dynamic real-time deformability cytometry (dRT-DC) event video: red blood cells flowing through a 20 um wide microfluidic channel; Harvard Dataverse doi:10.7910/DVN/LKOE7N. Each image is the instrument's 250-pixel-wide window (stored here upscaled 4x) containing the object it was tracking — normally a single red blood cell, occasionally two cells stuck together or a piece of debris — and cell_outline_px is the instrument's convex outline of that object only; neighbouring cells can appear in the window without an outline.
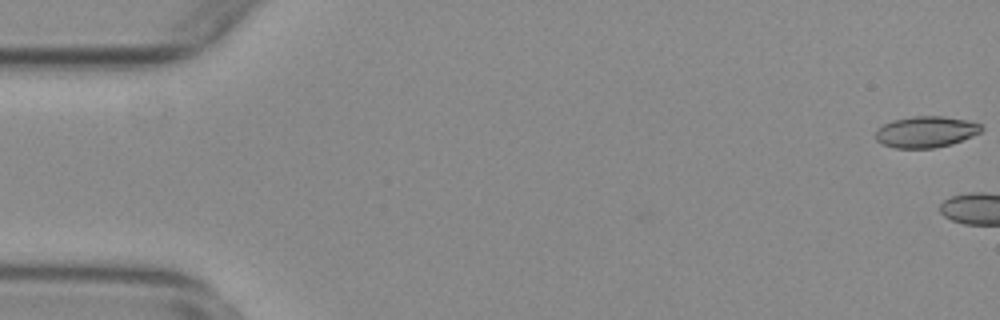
{"species": "common noctule bat (a hibernating species)", "species_latin": "Nyctalus noctula", "temperature_condition": "warm", "stored_images_in_passage": 4, "camera_frame_rate_fps": 3000, "um_per_image_px": 0.085, "animal": {"sex": "female", "body_mass_g": 29.2, "forearm_length_mm": 56.3}, "frame": {"image": 1, "passage_image": 1, "time_ms": 0.0, "image_size_px": [1000, 320], "cell_outline_px": [[984, 128], [980, 132], [972, 136], [952, 144], [936, 148], [896, 148], [884, 144], [876, 140], [876, 128], [892, 120], [912, 116], [944, 116], [968, 120], [980, 124]], "centroid_in_image_um": [78.71, 11.2], "position_along_channel_um": 6.3, "area_um2": 19.36}}